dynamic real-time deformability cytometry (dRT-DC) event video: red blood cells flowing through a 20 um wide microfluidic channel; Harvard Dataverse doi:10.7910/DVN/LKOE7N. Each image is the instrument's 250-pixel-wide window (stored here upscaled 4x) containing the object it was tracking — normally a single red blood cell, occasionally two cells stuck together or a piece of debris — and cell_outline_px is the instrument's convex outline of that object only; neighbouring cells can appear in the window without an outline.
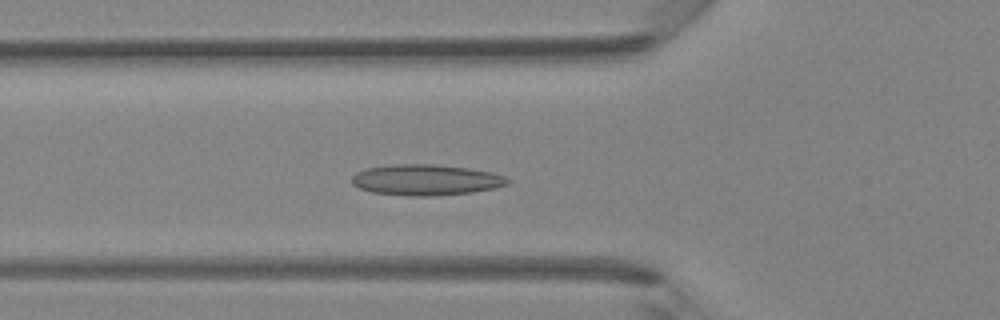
{"species": "Egyptian fruit bat (a non-hibernating species)", "species_latin": "Rousettus aegyptiacus", "temperature_condition": "room temperature", "stored_images_in_passage": 42, "camera_frame_rate_fps": 3000, "um_per_image_px": 0.085, "animal": {"sex": "female"}, "frame": {"image": 1, "passage_image": 14, "time_ms": 4.333, "image_size_px": [1000, 320], "cell_outline_px": [[512, 180], [508, 184], [496, 188], [472, 192], [432, 196], [408, 196], [372, 192], [360, 188], [352, 184], [352, 176], [356, 172], [364, 168], [392, 164], [436, 164], [468, 168], [492, 172], [504, 176]], "centroid_in_image_um": [36.21, 15.28], "position_along_channel_um": 89.6, "area_um2": 28.26}}
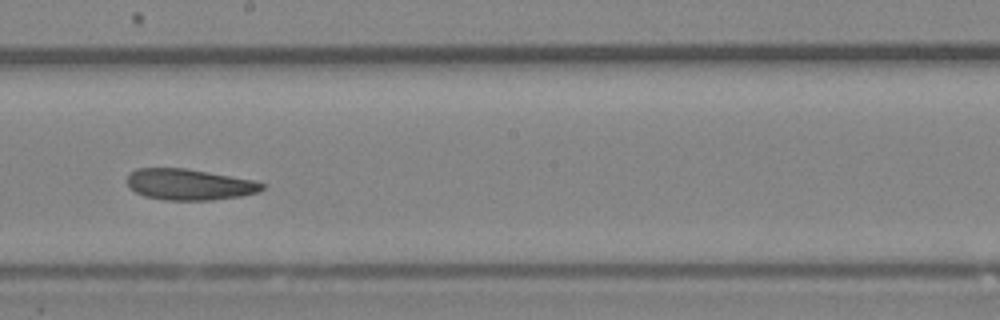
{"frame": {"image": 2, "passage_image": 23, "time_ms": 7.333, "image_size_px": [1000, 320], "cell_outline_px": [[264, 188], [256, 192], [240, 196], [212, 200], [164, 200], [144, 196], [128, 188], [128, 176], [136, 168], [184, 168], [208, 172], [252, 180], [264, 184]], "centroid_in_image_um": [16.04, 15.68], "position_along_channel_um": 232.2, "area_um2": 24.22}}
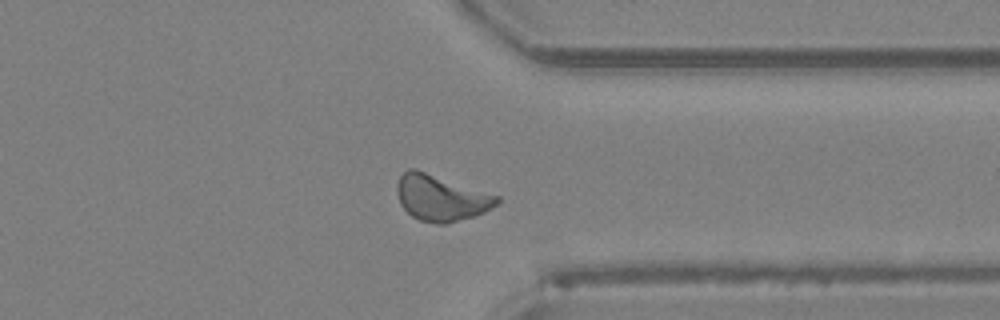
{"frame": {"image": 3, "passage_image": 32, "time_ms": 10.333, "image_size_px": [1000, 320], "cell_outline_px": [[500, 200], [496, 204], [484, 212], [472, 216], [444, 224], [436, 224], [420, 220], [412, 216], [400, 204], [396, 192], [396, 184], [400, 176], [408, 168], [416, 168], [500, 196]], "centroid_in_image_um": [37.45, 16.79], "position_along_channel_um": 374.0, "area_um2": 26.76}}